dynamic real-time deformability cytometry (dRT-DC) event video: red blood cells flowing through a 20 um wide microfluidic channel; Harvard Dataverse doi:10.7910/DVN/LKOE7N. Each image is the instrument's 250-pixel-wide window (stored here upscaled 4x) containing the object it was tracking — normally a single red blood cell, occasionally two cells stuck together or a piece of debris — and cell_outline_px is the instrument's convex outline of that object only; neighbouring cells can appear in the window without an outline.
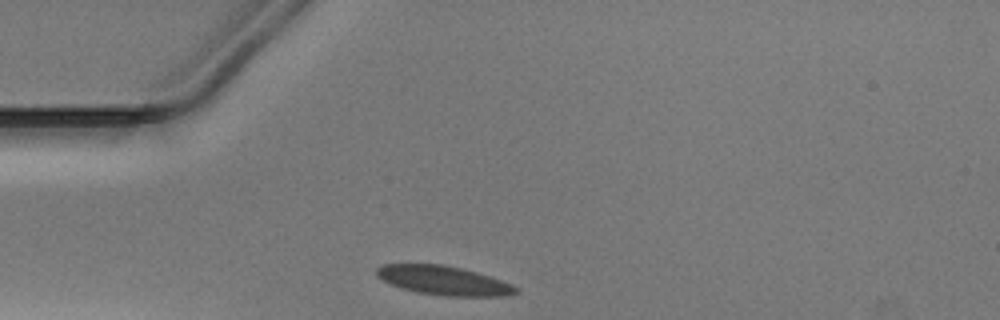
{"species": "Egyptian fruit bat (a non-hibernating species)", "species_latin": "Rousettus aegyptiacus", "temperature_condition": "warm", "stored_images_in_passage": 28, "camera_frame_rate_fps": 3000, "um_per_image_px": 0.085, "animal": {"sex": "male"}, "frame": {"image": 1, "passage_image": 1, "time_ms": 0.0, "image_size_px": [1000, 320], "cell_outline_px": [[520, 292], [508, 296], [444, 296], [416, 292], [392, 284], [376, 276], [376, 268], [384, 264], [444, 264], [476, 272], [512, 284], [520, 288]], "centroid_in_image_um": [37.75, 23.84], "position_along_channel_um": 47.2, "area_um2": 23.52}}
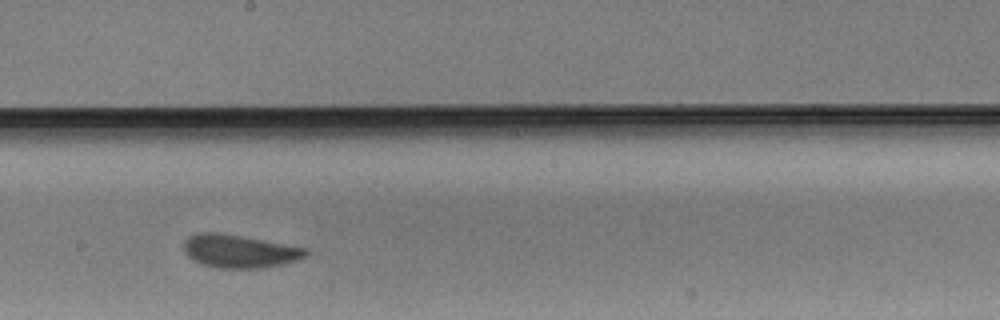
{"frame": {"image": 2, "passage_image": 16, "time_ms": 5.0, "image_size_px": [1000, 320], "cell_outline_px": [[308, 256], [300, 260], [284, 264], [264, 268], [216, 268], [200, 264], [192, 260], [184, 252], [184, 240], [188, 236], [196, 232], [216, 232], [240, 236], [308, 248]], "centroid_in_image_um": [20.35, 21.36], "position_along_channel_um": 227.8, "area_um2": 23.87}}
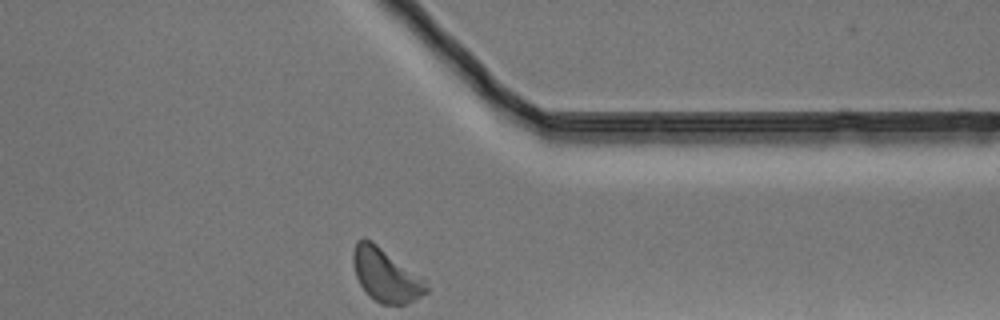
{"frame": {"image": 3, "passage_image": 28, "time_ms": 9.0, "image_size_px": [1000, 320], "cell_outline_px": [[428, 292], [404, 304], [380, 304], [368, 296], [360, 284], [356, 276], [352, 264], [352, 252], [356, 240], [364, 236], [372, 240], [428, 280]], "centroid_in_image_um": [32.78, 23.34], "position_along_channel_um": 378.6, "area_um2": 23.24}}